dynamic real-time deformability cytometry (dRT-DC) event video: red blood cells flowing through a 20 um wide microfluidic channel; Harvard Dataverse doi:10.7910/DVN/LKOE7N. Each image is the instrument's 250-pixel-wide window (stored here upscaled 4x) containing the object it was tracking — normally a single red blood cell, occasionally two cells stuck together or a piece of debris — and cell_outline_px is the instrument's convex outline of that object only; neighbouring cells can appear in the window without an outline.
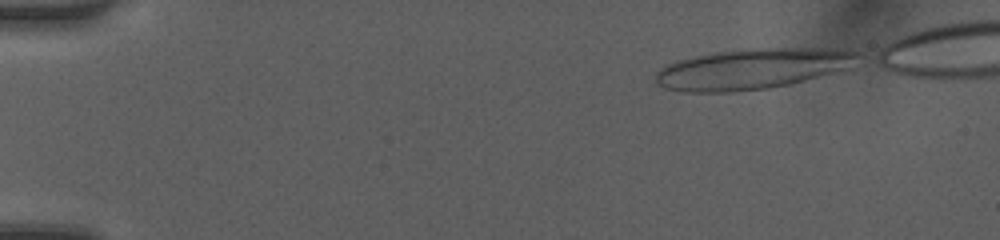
{"species": "human", "species_latin": "Homo sapiens", "temperature_condition": "room temperature", "stored_images_in_passage": 44, "camera_frame_rate_fps": 3000, "um_per_image_px": 0.085, "donor": {"sex": "female"}, "frame": {"image": 1, "passage_image": 1, "time_ms": 0.0, "image_size_px": [1000, 240], "cell_outline_px": [[860, 56], [844, 68], [832, 72], [804, 80], [788, 84], [768, 88], [732, 92], [684, 92], [664, 88], [656, 84], [656, 72], [660, 68], [668, 64], [680, 60], [696, 56], [716, 52], [748, 48], [820, 48], [856, 52]], "centroid_in_image_um": [63.82, 5.86], "position_along_channel_um": 21.2, "area_um2": 46.99}}
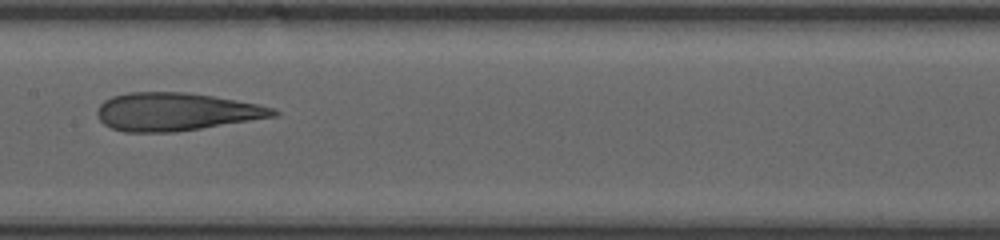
{"frame": {"image": 2, "passage_image": 21, "time_ms": 6.667, "image_size_px": [1000, 240], "cell_outline_px": [[280, 112], [276, 116], [200, 128], [172, 132], [124, 132], [112, 128], [104, 124], [100, 120], [96, 112], [100, 104], [104, 100], [112, 96], [128, 92], [184, 92], [212, 96], [260, 104], [272, 108]], "centroid_in_image_um": [14.92, 9.49], "position_along_channel_um": 192.5, "area_um2": 38.73}}
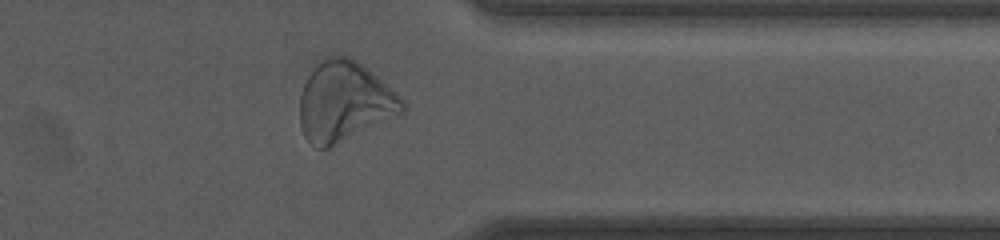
{"frame": {"image": 3, "passage_image": 35, "time_ms": 11.333, "image_size_px": [1000, 240], "cell_outline_px": [[404, 112], [328, 148], [316, 148], [304, 136], [300, 124], [300, 96], [304, 84], [316, 60], [324, 56], [348, 56], [356, 60], [372, 72], [396, 92], [404, 100]], "centroid_in_image_um": [29.24, 8.61], "position_along_channel_um": 382.2, "area_um2": 47.63}}